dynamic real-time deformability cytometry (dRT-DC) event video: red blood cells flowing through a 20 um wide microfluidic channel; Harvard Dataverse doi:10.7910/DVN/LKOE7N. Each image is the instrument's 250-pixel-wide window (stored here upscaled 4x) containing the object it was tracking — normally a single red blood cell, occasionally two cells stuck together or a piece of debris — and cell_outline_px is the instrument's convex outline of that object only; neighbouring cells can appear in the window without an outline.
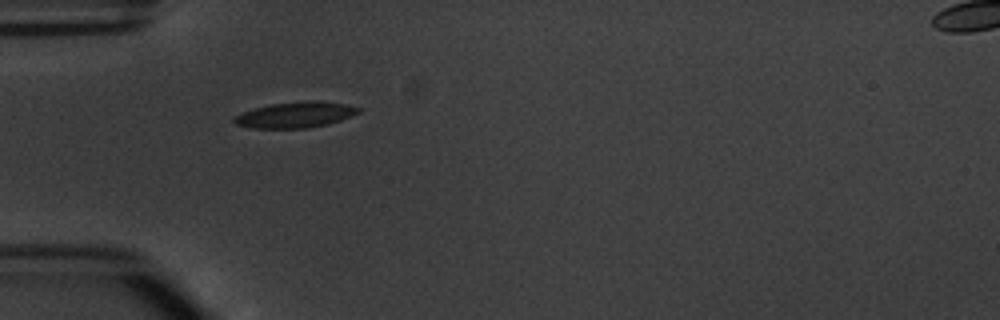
{"species": "common noctule bat (a hibernating species)", "species_latin": "Nyctalus noctula", "temperature_condition": "warm", "stored_images_in_passage": 2, "camera_frame_rate_fps": 3000, "um_per_image_px": 0.085, "animal": {"sex": "male", "body_mass_g": 20.1, "forearm_length_mm": 53.5}, "frame": {"image": 1, "passage_image": 1, "time_ms": 0.0, "image_size_px": [1000, 320], "cell_outline_px": [[360, 112], [340, 120], [328, 124], [308, 128], [252, 128], [236, 124], [232, 120], [236, 116], [244, 112], [256, 108], [272, 104], [308, 100], [344, 104], [360, 108]], "centroid_in_image_um": [25.11, 9.77], "position_along_channel_um": 59.9, "area_um2": 18.32}}